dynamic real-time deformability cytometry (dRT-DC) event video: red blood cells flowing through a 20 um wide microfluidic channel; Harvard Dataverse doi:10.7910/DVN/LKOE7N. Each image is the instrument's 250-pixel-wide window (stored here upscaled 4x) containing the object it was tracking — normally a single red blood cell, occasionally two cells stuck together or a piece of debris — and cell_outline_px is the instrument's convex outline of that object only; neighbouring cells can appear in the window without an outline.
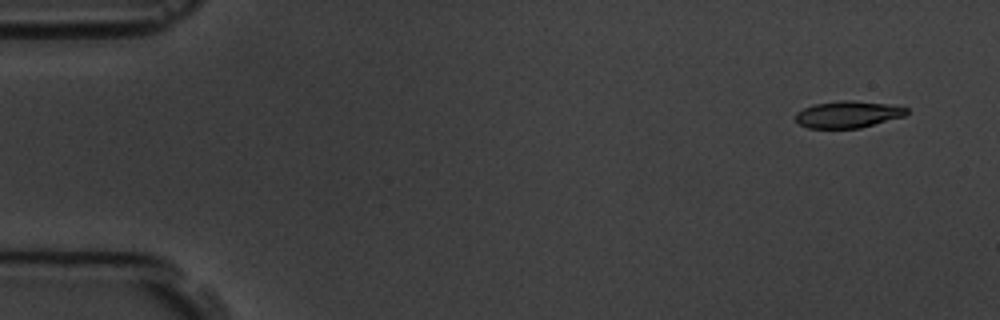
{"species": "common noctule bat (a hibernating species)", "species_latin": "Nyctalus noctula", "temperature_condition": "room temperature", "stored_images_in_passage": 6, "camera_frame_rate_fps": 3000, "um_per_image_px": 0.085, "animal": {"sex": "male", "body_mass_g": 19.5, "forearm_length_mm": 54.6}, "frame": {"image": 1, "passage_image": 1, "time_ms": 0.0, "image_size_px": [1000, 320], "cell_outline_px": [[908, 112], [904, 116], [860, 128], [808, 128], [800, 124], [796, 120], [796, 112], [812, 104], [840, 100], [852, 100], [888, 104], [908, 108]], "centroid_in_image_um": [72.06, 9.71], "position_along_channel_um": 12.9, "area_um2": 17.34}}
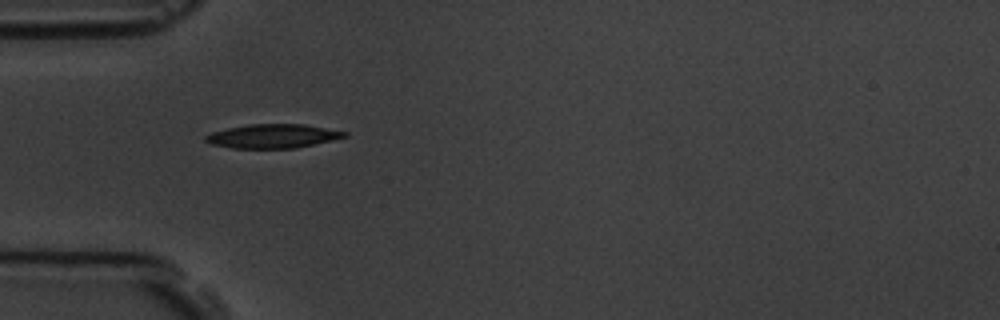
{"frame": {"image": 2, "passage_image": 5, "time_ms": 4.667, "image_size_px": [1000, 320], "cell_outline_px": [[348, 136], [296, 148], [232, 148], [212, 144], [204, 140], [204, 136], [212, 132], [228, 128], [248, 124], [304, 124], [348, 132]], "centroid_in_image_um": [23.17, 11.56], "position_along_channel_um": 61.8, "area_um2": 19.25}}
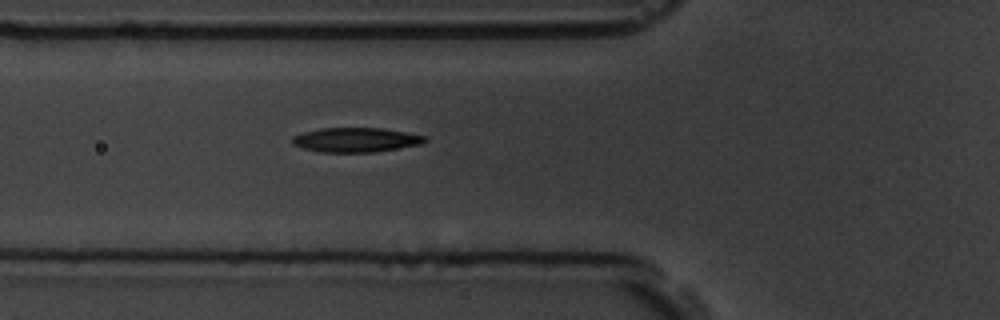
{"frame": {"image": 3, "passage_image": 6, "time_ms": 5.667, "image_size_px": [1000, 320], "cell_outline_px": [[428, 140], [424, 144], [372, 152], [320, 152], [304, 148], [292, 144], [292, 136], [304, 132], [320, 128], [384, 128], [428, 136]], "centroid_in_image_um": [30.29, 11.88], "position_along_channel_um": 95.5, "area_um2": 19.02}}